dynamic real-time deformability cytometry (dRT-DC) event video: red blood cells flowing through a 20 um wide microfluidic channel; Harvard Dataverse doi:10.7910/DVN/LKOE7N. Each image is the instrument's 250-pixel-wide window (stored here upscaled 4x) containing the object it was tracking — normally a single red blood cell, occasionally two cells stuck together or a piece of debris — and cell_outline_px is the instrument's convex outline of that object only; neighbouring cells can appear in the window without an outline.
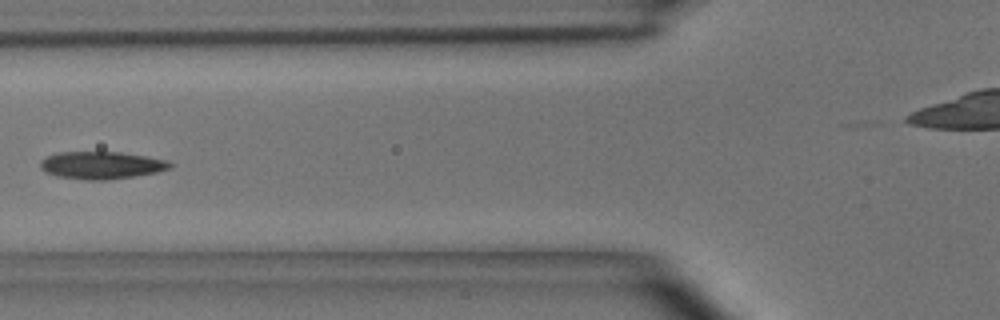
{"species": "common noctule bat (a hibernating species)", "species_latin": "Nyctalus noctula", "temperature_condition": "room temperature", "stored_images_in_passage": 2, "camera_frame_rate_fps": 3000, "um_per_image_px": 0.085, "animal": {"sex": "male", "body_mass_g": 15.6}, "frame": {"image": 1, "passage_image": 2, "time_ms": 0.333, "image_size_px": [1000, 320], "cell_outline_px": [[176, 164], [172, 168], [156, 172], [136, 176], [104, 180], [84, 180], [56, 176], [44, 172], [40, 168], [40, 160], [56, 152], [120, 152], [168, 160]], "centroid_in_image_um": [8.63, 14.05], "position_along_channel_um": 117.2, "area_um2": 20.98}}